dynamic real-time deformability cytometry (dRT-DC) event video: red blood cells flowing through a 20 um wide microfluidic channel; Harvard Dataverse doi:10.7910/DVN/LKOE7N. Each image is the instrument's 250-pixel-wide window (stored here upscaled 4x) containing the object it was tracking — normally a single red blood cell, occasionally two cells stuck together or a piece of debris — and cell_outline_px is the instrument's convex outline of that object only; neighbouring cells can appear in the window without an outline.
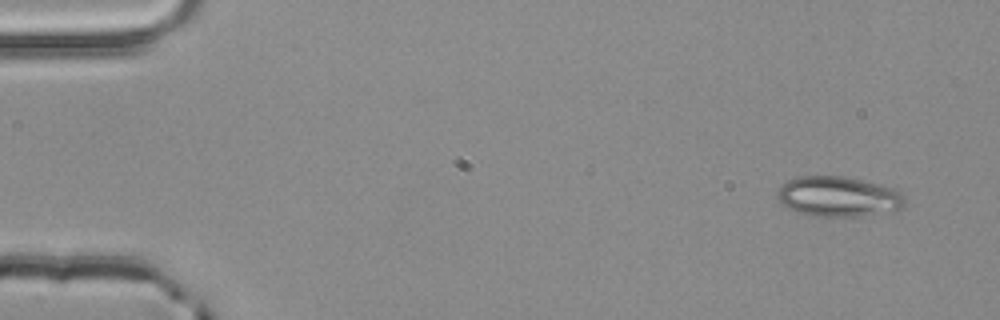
{"species": "common noctule bat (a hibernating species)", "species_latin": "Nyctalus noctula", "temperature_condition": "room temperature", "stored_images_in_passage": 3, "camera_frame_rate_fps": 3000, "um_per_image_px": 0.085, "animal": {"sex": "male", "body_mass_g": 20.4}, "frame": {"image": 1, "passage_image": 3, "time_ms": 0.667, "image_size_px": [1000, 320], "cell_outline_px": [[904, 208], [896, 212], [860, 216], [816, 216], [796, 212], [784, 204], [776, 196], [776, 192], [788, 180], [800, 176], [844, 176], [880, 184], [896, 188], [904, 196]], "centroid_in_image_um": [71.33, 16.71], "position_along_channel_um": 13.7, "area_um2": 30.06}}